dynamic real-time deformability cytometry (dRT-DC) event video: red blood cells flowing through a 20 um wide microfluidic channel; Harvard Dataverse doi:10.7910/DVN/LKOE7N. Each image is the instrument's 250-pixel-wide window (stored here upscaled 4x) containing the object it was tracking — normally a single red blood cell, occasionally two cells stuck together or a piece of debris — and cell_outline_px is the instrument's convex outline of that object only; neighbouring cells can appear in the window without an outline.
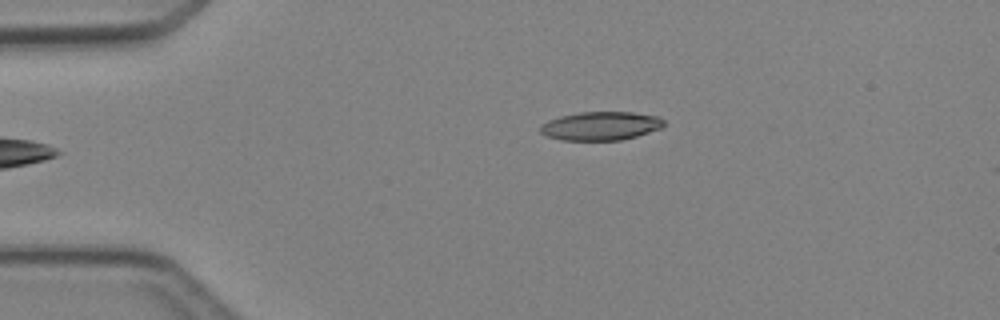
{"species": "Egyptian fruit bat (a non-hibernating species)", "species_latin": "Rousettus aegyptiacus", "temperature_condition": "cold", "stored_images_in_passage": 4, "camera_frame_rate_fps": 3000, "um_per_image_px": 0.085, "animal": {"sex": "female"}, "frame": {"image": 1, "passage_image": 4, "time_ms": 3.667, "image_size_px": [1000, 320], "cell_outline_px": [[664, 124], [660, 128], [636, 136], [620, 140], [560, 140], [548, 136], [540, 132], [540, 124], [548, 120], [560, 116], [580, 112], [632, 112], [660, 116], [664, 120]], "centroid_in_image_um": [51.05, 10.7], "position_along_channel_um": 34.0, "area_um2": 20.58}}